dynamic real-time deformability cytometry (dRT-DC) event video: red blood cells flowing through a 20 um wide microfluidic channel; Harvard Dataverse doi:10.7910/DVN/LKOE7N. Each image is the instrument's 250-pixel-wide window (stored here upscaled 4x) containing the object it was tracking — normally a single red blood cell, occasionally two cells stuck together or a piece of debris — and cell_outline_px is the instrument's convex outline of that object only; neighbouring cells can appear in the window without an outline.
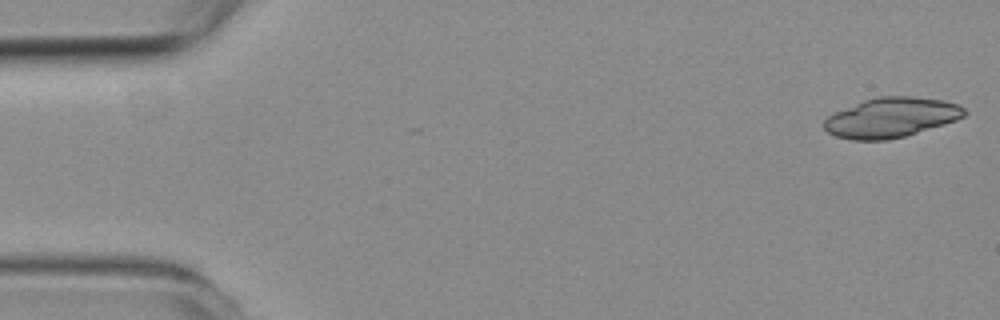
{"species": "common noctule bat (a hibernating species)", "species_latin": "Nyctalus noctula", "temperature_condition": "room temperature", "stored_images_in_passage": 7, "camera_frame_rate_fps": 3000, "um_per_image_px": 0.085, "animal": {"sex": "female", "body_mass_g": 19.3, "forearm_length_mm": 54.1}, "frame": {"image": 1, "passage_image": 1, "time_ms": 0.0, "image_size_px": [1000, 320], "cell_outline_px": [[968, 112], [964, 116], [956, 120], [944, 124], [904, 136], [888, 140], [852, 140], [836, 136], [828, 132], [824, 128], [824, 120], [828, 116], [836, 112], [864, 100], [880, 96], [912, 96], [944, 100], [960, 104]], "centroid_in_image_um": [75.78, 9.98], "position_along_channel_um": 9.2, "area_um2": 32.43}}